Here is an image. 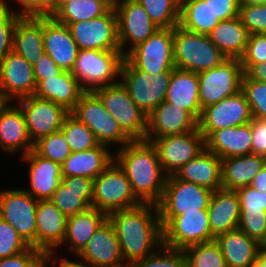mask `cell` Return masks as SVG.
Here are the masks:
<instances>
[{"label":"cell","instance_id":"cell-28","mask_svg":"<svg viewBox=\"0 0 266 267\" xmlns=\"http://www.w3.org/2000/svg\"><path fill=\"white\" fill-rule=\"evenodd\" d=\"M165 101L172 104L174 109L187 110L198 121L202 112L198 73L174 68Z\"/></svg>","mask_w":266,"mask_h":267},{"label":"cell","instance_id":"cell-61","mask_svg":"<svg viewBox=\"0 0 266 267\" xmlns=\"http://www.w3.org/2000/svg\"><path fill=\"white\" fill-rule=\"evenodd\" d=\"M239 6L264 5L266 0H238Z\"/></svg>","mask_w":266,"mask_h":267},{"label":"cell","instance_id":"cell-53","mask_svg":"<svg viewBox=\"0 0 266 267\" xmlns=\"http://www.w3.org/2000/svg\"><path fill=\"white\" fill-rule=\"evenodd\" d=\"M20 4L18 11L14 12L19 16L43 17L52 16L58 9V0H15Z\"/></svg>","mask_w":266,"mask_h":267},{"label":"cell","instance_id":"cell-9","mask_svg":"<svg viewBox=\"0 0 266 267\" xmlns=\"http://www.w3.org/2000/svg\"><path fill=\"white\" fill-rule=\"evenodd\" d=\"M105 109L132 140H145L147 115L133 102L121 81L94 91Z\"/></svg>","mask_w":266,"mask_h":267},{"label":"cell","instance_id":"cell-62","mask_svg":"<svg viewBox=\"0 0 266 267\" xmlns=\"http://www.w3.org/2000/svg\"><path fill=\"white\" fill-rule=\"evenodd\" d=\"M8 100L4 97L3 93L0 91V111L8 104Z\"/></svg>","mask_w":266,"mask_h":267},{"label":"cell","instance_id":"cell-65","mask_svg":"<svg viewBox=\"0 0 266 267\" xmlns=\"http://www.w3.org/2000/svg\"><path fill=\"white\" fill-rule=\"evenodd\" d=\"M66 1H69V0H58V8Z\"/></svg>","mask_w":266,"mask_h":267},{"label":"cell","instance_id":"cell-30","mask_svg":"<svg viewBox=\"0 0 266 267\" xmlns=\"http://www.w3.org/2000/svg\"><path fill=\"white\" fill-rule=\"evenodd\" d=\"M207 211L211 232L215 238L237 229L240 220V202L237 192L223 188L215 190Z\"/></svg>","mask_w":266,"mask_h":267},{"label":"cell","instance_id":"cell-2","mask_svg":"<svg viewBox=\"0 0 266 267\" xmlns=\"http://www.w3.org/2000/svg\"><path fill=\"white\" fill-rule=\"evenodd\" d=\"M114 161L124 171L135 196L142 203L158 204L164 194L167 175L157 150L148 140H132L114 154Z\"/></svg>","mask_w":266,"mask_h":267},{"label":"cell","instance_id":"cell-66","mask_svg":"<svg viewBox=\"0 0 266 267\" xmlns=\"http://www.w3.org/2000/svg\"><path fill=\"white\" fill-rule=\"evenodd\" d=\"M113 5L121 0H109Z\"/></svg>","mask_w":266,"mask_h":267},{"label":"cell","instance_id":"cell-23","mask_svg":"<svg viewBox=\"0 0 266 267\" xmlns=\"http://www.w3.org/2000/svg\"><path fill=\"white\" fill-rule=\"evenodd\" d=\"M67 217L50 201L38 200L36 209V248L46 255L63 242Z\"/></svg>","mask_w":266,"mask_h":267},{"label":"cell","instance_id":"cell-26","mask_svg":"<svg viewBox=\"0 0 266 267\" xmlns=\"http://www.w3.org/2000/svg\"><path fill=\"white\" fill-rule=\"evenodd\" d=\"M0 145L6 153L13 154L22 150L21 156L34 148L28 135L25 116L18 104L8 102L0 111Z\"/></svg>","mask_w":266,"mask_h":267},{"label":"cell","instance_id":"cell-21","mask_svg":"<svg viewBox=\"0 0 266 267\" xmlns=\"http://www.w3.org/2000/svg\"><path fill=\"white\" fill-rule=\"evenodd\" d=\"M198 129V121L185 109L164 101L147 117L145 140L168 135H180Z\"/></svg>","mask_w":266,"mask_h":267},{"label":"cell","instance_id":"cell-39","mask_svg":"<svg viewBox=\"0 0 266 267\" xmlns=\"http://www.w3.org/2000/svg\"><path fill=\"white\" fill-rule=\"evenodd\" d=\"M112 6L109 0H69L64 2L52 17L57 22L68 26L71 23L97 18Z\"/></svg>","mask_w":266,"mask_h":267},{"label":"cell","instance_id":"cell-25","mask_svg":"<svg viewBox=\"0 0 266 267\" xmlns=\"http://www.w3.org/2000/svg\"><path fill=\"white\" fill-rule=\"evenodd\" d=\"M29 163L30 189L25 191L37 200H49L62 179L61 165L38 155L34 150L22 156Z\"/></svg>","mask_w":266,"mask_h":267},{"label":"cell","instance_id":"cell-64","mask_svg":"<svg viewBox=\"0 0 266 267\" xmlns=\"http://www.w3.org/2000/svg\"><path fill=\"white\" fill-rule=\"evenodd\" d=\"M260 246L262 249H266V230H265V238L264 240L260 243Z\"/></svg>","mask_w":266,"mask_h":267},{"label":"cell","instance_id":"cell-40","mask_svg":"<svg viewBox=\"0 0 266 267\" xmlns=\"http://www.w3.org/2000/svg\"><path fill=\"white\" fill-rule=\"evenodd\" d=\"M187 267H227L221 248L215 240L183 249Z\"/></svg>","mask_w":266,"mask_h":267},{"label":"cell","instance_id":"cell-54","mask_svg":"<svg viewBox=\"0 0 266 267\" xmlns=\"http://www.w3.org/2000/svg\"><path fill=\"white\" fill-rule=\"evenodd\" d=\"M252 154L266 157V119L251 120Z\"/></svg>","mask_w":266,"mask_h":267},{"label":"cell","instance_id":"cell-43","mask_svg":"<svg viewBox=\"0 0 266 267\" xmlns=\"http://www.w3.org/2000/svg\"><path fill=\"white\" fill-rule=\"evenodd\" d=\"M33 150L43 158L62 165L72 153L62 131L40 138L34 143Z\"/></svg>","mask_w":266,"mask_h":267},{"label":"cell","instance_id":"cell-16","mask_svg":"<svg viewBox=\"0 0 266 267\" xmlns=\"http://www.w3.org/2000/svg\"><path fill=\"white\" fill-rule=\"evenodd\" d=\"M163 245L173 249L184 248L215 240L207 210L185 212L173 217L163 228Z\"/></svg>","mask_w":266,"mask_h":267},{"label":"cell","instance_id":"cell-34","mask_svg":"<svg viewBox=\"0 0 266 267\" xmlns=\"http://www.w3.org/2000/svg\"><path fill=\"white\" fill-rule=\"evenodd\" d=\"M84 92L71 71L64 70L59 76L42 80L37 85L34 96L50 100L71 112Z\"/></svg>","mask_w":266,"mask_h":267},{"label":"cell","instance_id":"cell-41","mask_svg":"<svg viewBox=\"0 0 266 267\" xmlns=\"http://www.w3.org/2000/svg\"><path fill=\"white\" fill-rule=\"evenodd\" d=\"M143 6L149 18L159 28H175L179 25L181 0H136Z\"/></svg>","mask_w":266,"mask_h":267},{"label":"cell","instance_id":"cell-31","mask_svg":"<svg viewBox=\"0 0 266 267\" xmlns=\"http://www.w3.org/2000/svg\"><path fill=\"white\" fill-rule=\"evenodd\" d=\"M114 160L108 146H97L80 152H72L61 165L62 177L81 176L95 179Z\"/></svg>","mask_w":266,"mask_h":267},{"label":"cell","instance_id":"cell-44","mask_svg":"<svg viewBox=\"0 0 266 267\" xmlns=\"http://www.w3.org/2000/svg\"><path fill=\"white\" fill-rule=\"evenodd\" d=\"M131 267H187V262L183 250L162 245L153 254L132 263Z\"/></svg>","mask_w":266,"mask_h":267},{"label":"cell","instance_id":"cell-6","mask_svg":"<svg viewBox=\"0 0 266 267\" xmlns=\"http://www.w3.org/2000/svg\"><path fill=\"white\" fill-rule=\"evenodd\" d=\"M141 204L142 202L133 193L124 171L114 160L93 180V208L108 215Z\"/></svg>","mask_w":266,"mask_h":267},{"label":"cell","instance_id":"cell-1","mask_svg":"<svg viewBox=\"0 0 266 267\" xmlns=\"http://www.w3.org/2000/svg\"><path fill=\"white\" fill-rule=\"evenodd\" d=\"M118 238L125 264L153 254L163 245V231L156 204L141 205L108 214Z\"/></svg>","mask_w":266,"mask_h":267},{"label":"cell","instance_id":"cell-60","mask_svg":"<svg viewBox=\"0 0 266 267\" xmlns=\"http://www.w3.org/2000/svg\"><path fill=\"white\" fill-rule=\"evenodd\" d=\"M251 267H266V249H262Z\"/></svg>","mask_w":266,"mask_h":267},{"label":"cell","instance_id":"cell-24","mask_svg":"<svg viewBox=\"0 0 266 267\" xmlns=\"http://www.w3.org/2000/svg\"><path fill=\"white\" fill-rule=\"evenodd\" d=\"M67 218L92 207L93 179L81 176L62 177L49 199Z\"/></svg>","mask_w":266,"mask_h":267},{"label":"cell","instance_id":"cell-52","mask_svg":"<svg viewBox=\"0 0 266 267\" xmlns=\"http://www.w3.org/2000/svg\"><path fill=\"white\" fill-rule=\"evenodd\" d=\"M240 212H266V192L255 190L252 186L241 187L236 190Z\"/></svg>","mask_w":266,"mask_h":267},{"label":"cell","instance_id":"cell-5","mask_svg":"<svg viewBox=\"0 0 266 267\" xmlns=\"http://www.w3.org/2000/svg\"><path fill=\"white\" fill-rule=\"evenodd\" d=\"M214 191L169 175L164 194L157 204L162 228L175 216L185 212L207 210Z\"/></svg>","mask_w":266,"mask_h":267},{"label":"cell","instance_id":"cell-19","mask_svg":"<svg viewBox=\"0 0 266 267\" xmlns=\"http://www.w3.org/2000/svg\"><path fill=\"white\" fill-rule=\"evenodd\" d=\"M37 88L34 68L14 50L0 60V91L12 102L33 96Z\"/></svg>","mask_w":266,"mask_h":267},{"label":"cell","instance_id":"cell-17","mask_svg":"<svg viewBox=\"0 0 266 267\" xmlns=\"http://www.w3.org/2000/svg\"><path fill=\"white\" fill-rule=\"evenodd\" d=\"M151 143L157 150L158 159L167 176L174 175L205 149V138L198 129L180 135L154 138Z\"/></svg>","mask_w":266,"mask_h":267},{"label":"cell","instance_id":"cell-18","mask_svg":"<svg viewBox=\"0 0 266 267\" xmlns=\"http://www.w3.org/2000/svg\"><path fill=\"white\" fill-rule=\"evenodd\" d=\"M16 103L23 111L33 144L42 137L60 131L65 117L70 113L64 107L34 95L21 98Z\"/></svg>","mask_w":266,"mask_h":267},{"label":"cell","instance_id":"cell-10","mask_svg":"<svg viewBox=\"0 0 266 267\" xmlns=\"http://www.w3.org/2000/svg\"><path fill=\"white\" fill-rule=\"evenodd\" d=\"M125 58L143 72L157 74L173 71L174 28H158L145 42L133 48Z\"/></svg>","mask_w":266,"mask_h":267},{"label":"cell","instance_id":"cell-63","mask_svg":"<svg viewBox=\"0 0 266 267\" xmlns=\"http://www.w3.org/2000/svg\"><path fill=\"white\" fill-rule=\"evenodd\" d=\"M6 8V0H0V12Z\"/></svg>","mask_w":266,"mask_h":267},{"label":"cell","instance_id":"cell-57","mask_svg":"<svg viewBox=\"0 0 266 267\" xmlns=\"http://www.w3.org/2000/svg\"><path fill=\"white\" fill-rule=\"evenodd\" d=\"M54 255H55L54 253H50L47 255V264H49V262H52L54 265L57 264L59 267H94V266L89 265L86 262L77 263V262H74L73 260H67L65 257L59 258V261H58L57 260L58 257Z\"/></svg>","mask_w":266,"mask_h":267},{"label":"cell","instance_id":"cell-14","mask_svg":"<svg viewBox=\"0 0 266 267\" xmlns=\"http://www.w3.org/2000/svg\"><path fill=\"white\" fill-rule=\"evenodd\" d=\"M251 108L242 90L202 109L198 130L206 139L213 131L250 123Z\"/></svg>","mask_w":266,"mask_h":267},{"label":"cell","instance_id":"cell-11","mask_svg":"<svg viewBox=\"0 0 266 267\" xmlns=\"http://www.w3.org/2000/svg\"><path fill=\"white\" fill-rule=\"evenodd\" d=\"M244 70L240 59L227 58L215 68L198 73L201 109L241 90Z\"/></svg>","mask_w":266,"mask_h":267},{"label":"cell","instance_id":"cell-4","mask_svg":"<svg viewBox=\"0 0 266 267\" xmlns=\"http://www.w3.org/2000/svg\"><path fill=\"white\" fill-rule=\"evenodd\" d=\"M125 56L120 50H79L71 74L84 91L116 84Z\"/></svg>","mask_w":266,"mask_h":267},{"label":"cell","instance_id":"cell-37","mask_svg":"<svg viewBox=\"0 0 266 267\" xmlns=\"http://www.w3.org/2000/svg\"><path fill=\"white\" fill-rule=\"evenodd\" d=\"M250 33L239 16L220 21L208 34L210 40L227 57L241 59L244 55Z\"/></svg>","mask_w":266,"mask_h":267},{"label":"cell","instance_id":"cell-29","mask_svg":"<svg viewBox=\"0 0 266 267\" xmlns=\"http://www.w3.org/2000/svg\"><path fill=\"white\" fill-rule=\"evenodd\" d=\"M221 171L222 160L205 148L194 159L177 170L174 176L215 191L222 188Z\"/></svg>","mask_w":266,"mask_h":267},{"label":"cell","instance_id":"cell-48","mask_svg":"<svg viewBox=\"0 0 266 267\" xmlns=\"http://www.w3.org/2000/svg\"><path fill=\"white\" fill-rule=\"evenodd\" d=\"M241 65L246 73L253 65L266 61V33L250 34Z\"/></svg>","mask_w":266,"mask_h":267},{"label":"cell","instance_id":"cell-15","mask_svg":"<svg viewBox=\"0 0 266 267\" xmlns=\"http://www.w3.org/2000/svg\"><path fill=\"white\" fill-rule=\"evenodd\" d=\"M113 7L117 16L120 51L126 56L137 45L145 42L159 27L136 0H121ZM128 42L129 49H125Z\"/></svg>","mask_w":266,"mask_h":267},{"label":"cell","instance_id":"cell-45","mask_svg":"<svg viewBox=\"0 0 266 267\" xmlns=\"http://www.w3.org/2000/svg\"><path fill=\"white\" fill-rule=\"evenodd\" d=\"M241 90L250 105L253 118L266 119V83L251 79L244 73Z\"/></svg>","mask_w":266,"mask_h":267},{"label":"cell","instance_id":"cell-12","mask_svg":"<svg viewBox=\"0 0 266 267\" xmlns=\"http://www.w3.org/2000/svg\"><path fill=\"white\" fill-rule=\"evenodd\" d=\"M38 200L25 189L0 190V218L8 222L24 241L36 248Z\"/></svg>","mask_w":266,"mask_h":267},{"label":"cell","instance_id":"cell-59","mask_svg":"<svg viewBox=\"0 0 266 267\" xmlns=\"http://www.w3.org/2000/svg\"><path fill=\"white\" fill-rule=\"evenodd\" d=\"M250 186L254 187L255 190L266 192V165L256 174Z\"/></svg>","mask_w":266,"mask_h":267},{"label":"cell","instance_id":"cell-38","mask_svg":"<svg viewBox=\"0 0 266 267\" xmlns=\"http://www.w3.org/2000/svg\"><path fill=\"white\" fill-rule=\"evenodd\" d=\"M220 21L205 0H181L180 27L198 34L208 35Z\"/></svg>","mask_w":266,"mask_h":267},{"label":"cell","instance_id":"cell-32","mask_svg":"<svg viewBox=\"0 0 266 267\" xmlns=\"http://www.w3.org/2000/svg\"><path fill=\"white\" fill-rule=\"evenodd\" d=\"M43 44V17L21 16L14 30L13 50L34 67L45 53Z\"/></svg>","mask_w":266,"mask_h":267},{"label":"cell","instance_id":"cell-27","mask_svg":"<svg viewBox=\"0 0 266 267\" xmlns=\"http://www.w3.org/2000/svg\"><path fill=\"white\" fill-rule=\"evenodd\" d=\"M205 148L221 160L252 154L251 122L213 131L205 139Z\"/></svg>","mask_w":266,"mask_h":267},{"label":"cell","instance_id":"cell-22","mask_svg":"<svg viewBox=\"0 0 266 267\" xmlns=\"http://www.w3.org/2000/svg\"><path fill=\"white\" fill-rule=\"evenodd\" d=\"M43 46L45 53L65 71H71L78 54V47L67 25L52 16H43Z\"/></svg>","mask_w":266,"mask_h":267},{"label":"cell","instance_id":"cell-55","mask_svg":"<svg viewBox=\"0 0 266 267\" xmlns=\"http://www.w3.org/2000/svg\"><path fill=\"white\" fill-rule=\"evenodd\" d=\"M34 68V76L36 84L38 85L42 80L59 76L64 70L57 66V64L44 53Z\"/></svg>","mask_w":266,"mask_h":267},{"label":"cell","instance_id":"cell-46","mask_svg":"<svg viewBox=\"0 0 266 267\" xmlns=\"http://www.w3.org/2000/svg\"><path fill=\"white\" fill-rule=\"evenodd\" d=\"M29 247L15 228L0 218V259L17 255Z\"/></svg>","mask_w":266,"mask_h":267},{"label":"cell","instance_id":"cell-36","mask_svg":"<svg viewBox=\"0 0 266 267\" xmlns=\"http://www.w3.org/2000/svg\"><path fill=\"white\" fill-rule=\"evenodd\" d=\"M265 165L266 157L257 154L222 159V188L236 191L238 188L249 186Z\"/></svg>","mask_w":266,"mask_h":267},{"label":"cell","instance_id":"cell-13","mask_svg":"<svg viewBox=\"0 0 266 267\" xmlns=\"http://www.w3.org/2000/svg\"><path fill=\"white\" fill-rule=\"evenodd\" d=\"M68 28L79 50H120L113 6L97 18L71 23Z\"/></svg>","mask_w":266,"mask_h":267},{"label":"cell","instance_id":"cell-33","mask_svg":"<svg viewBox=\"0 0 266 267\" xmlns=\"http://www.w3.org/2000/svg\"><path fill=\"white\" fill-rule=\"evenodd\" d=\"M215 241L221 248L227 267H251L262 248L240 229L220 234Z\"/></svg>","mask_w":266,"mask_h":267},{"label":"cell","instance_id":"cell-56","mask_svg":"<svg viewBox=\"0 0 266 267\" xmlns=\"http://www.w3.org/2000/svg\"><path fill=\"white\" fill-rule=\"evenodd\" d=\"M215 16L222 20H229L239 16L238 0H205Z\"/></svg>","mask_w":266,"mask_h":267},{"label":"cell","instance_id":"cell-35","mask_svg":"<svg viewBox=\"0 0 266 267\" xmlns=\"http://www.w3.org/2000/svg\"><path fill=\"white\" fill-rule=\"evenodd\" d=\"M107 219L108 215L105 212L93 207L68 217L66 233L63 242L58 247L66 243L69 245L68 250L76 256Z\"/></svg>","mask_w":266,"mask_h":267},{"label":"cell","instance_id":"cell-58","mask_svg":"<svg viewBox=\"0 0 266 267\" xmlns=\"http://www.w3.org/2000/svg\"><path fill=\"white\" fill-rule=\"evenodd\" d=\"M245 74L251 79L266 83V61L253 65Z\"/></svg>","mask_w":266,"mask_h":267},{"label":"cell","instance_id":"cell-3","mask_svg":"<svg viewBox=\"0 0 266 267\" xmlns=\"http://www.w3.org/2000/svg\"><path fill=\"white\" fill-rule=\"evenodd\" d=\"M226 59L208 35L188 31L179 25L174 28L175 68L200 73Z\"/></svg>","mask_w":266,"mask_h":267},{"label":"cell","instance_id":"cell-51","mask_svg":"<svg viewBox=\"0 0 266 267\" xmlns=\"http://www.w3.org/2000/svg\"><path fill=\"white\" fill-rule=\"evenodd\" d=\"M46 265L47 255L32 246L17 255L0 259V267H45Z\"/></svg>","mask_w":266,"mask_h":267},{"label":"cell","instance_id":"cell-50","mask_svg":"<svg viewBox=\"0 0 266 267\" xmlns=\"http://www.w3.org/2000/svg\"><path fill=\"white\" fill-rule=\"evenodd\" d=\"M238 229L260 244L265 238L266 212H240Z\"/></svg>","mask_w":266,"mask_h":267},{"label":"cell","instance_id":"cell-47","mask_svg":"<svg viewBox=\"0 0 266 267\" xmlns=\"http://www.w3.org/2000/svg\"><path fill=\"white\" fill-rule=\"evenodd\" d=\"M8 4L6 1V8L0 12V60L13 50L14 30L21 17Z\"/></svg>","mask_w":266,"mask_h":267},{"label":"cell","instance_id":"cell-20","mask_svg":"<svg viewBox=\"0 0 266 267\" xmlns=\"http://www.w3.org/2000/svg\"><path fill=\"white\" fill-rule=\"evenodd\" d=\"M82 262L94 267H120L125 265L120 244L113 225L107 219L77 254Z\"/></svg>","mask_w":266,"mask_h":267},{"label":"cell","instance_id":"cell-49","mask_svg":"<svg viewBox=\"0 0 266 267\" xmlns=\"http://www.w3.org/2000/svg\"><path fill=\"white\" fill-rule=\"evenodd\" d=\"M239 17L250 34L266 33V4L239 6Z\"/></svg>","mask_w":266,"mask_h":267},{"label":"cell","instance_id":"cell-42","mask_svg":"<svg viewBox=\"0 0 266 267\" xmlns=\"http://www.w3.org/2000/svg\"><path fill=\"white\" fill-rule=\"evenodd\" d=\"M60 130L72 152L85 151L99 144L93 132L71 113L65 117Z\"/></svg>","mask_w":266,"mask_h":267},{"label":"cell","instance_id":"cell-67","mask_svg":"<svg viewBox=\"0 0 266 267\" xmlns=\"http://www.w3.org/2000/svg\"><path fill=\"white\" fill-rule=\"evenodd\" d=\"M120 267H131V265L125 264V265L120 266Z\"/></svg>","mask_w":266,"mask_h":267},{"label":"cell","instance_id":"cell-7","mask_svg":"<svg viewBox=\"0 0 266 267\" xmlns=\"http://www.w3.org/2000/svg\"><path fill=\"white\" fill-rule=\"evenodd\" d=\"M70 113L93 132L99 144L110 148V144L117 143L120 148H123L132 141L108 113L102 100L94 91H85Z\"/></svg>","mask_w":266,"mask_h":267},{"label":"cell","instance_id":"cell-8","mask_svg":"<svg viewBox=\"0 0 266 267\" xmlns=\"http://www.w3.org/2000/svg\"><path fill=\"white\" fill-rule=\"evenodd\" d=\"M172 71L151 74L136 69L124 58L120 77L133 102L148 116L165 101Z\"/></svg>","mask_w":266,"mask_h":267}]
</instances>
